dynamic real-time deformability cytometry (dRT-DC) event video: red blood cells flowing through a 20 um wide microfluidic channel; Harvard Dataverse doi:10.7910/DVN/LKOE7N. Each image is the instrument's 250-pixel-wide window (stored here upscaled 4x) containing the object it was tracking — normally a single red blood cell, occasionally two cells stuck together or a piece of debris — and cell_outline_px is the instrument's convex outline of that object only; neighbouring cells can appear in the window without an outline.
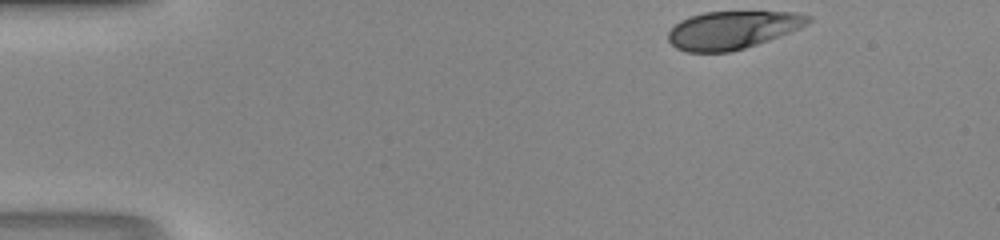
{"species": "human", "species_latin": "Homo sapiens", "temperature_condition": "room temperature", "stored_images_in_passage": 34, "camera_frame_rate_fps": 3000, "um_per_image_px": 0.085, "donor": {"sex": "male"}, "frame": {"image": 1, "passage_image": 1, "time_ms": 0.0, "image_size_px": [1000, 240], "cell_outline_px": [[812, 20], [808, 24], [800, 28], [768, 40], [732, 52], [688, 52], [676, 48], [668, 40], [668, 32], [680, 20], [688, 16], [704, 12], [796, 12], [812, 16]], "centroid_in_image_um": [62.25, 2.54], "position_along_channel_um": 22.7, "area_um2": 30.87}}
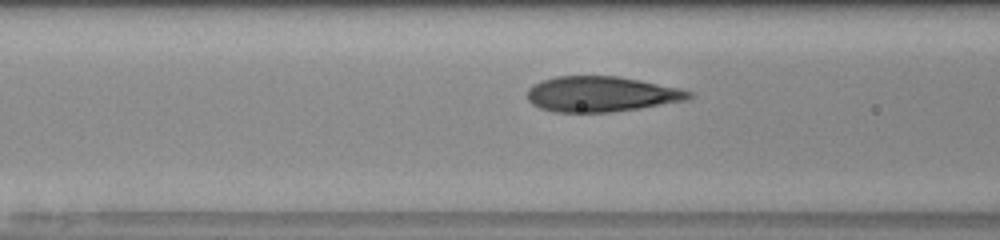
{"frame": {"image": 2, "passage_image": 14, "time_ms": 4.333, "image_size_px": [1000, 240], "cell_outline_px": [[696, 96], [688, 100], [640, 108], [608, 112], [552, 112], [540, 108], [532, 104], [528, 100], [528, 88], [532, 84], [540, 80], [556, 76], [620, 76], [680, 88], [692, 92]], "centroid_in_image_um": [51.11, 7.99], "position_along_channel_um": 115.5, "area_um2": 33.64}}
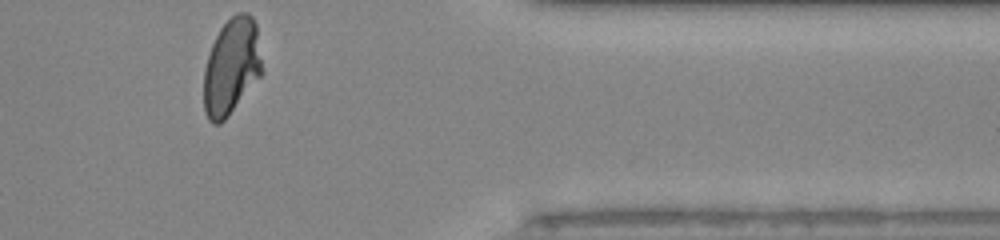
{"frame": {"image": 3, "passage_image": 34, "time_ms": 11.0, "image_size_px": [1000, 240], "cell_outline_px": [[264, 72], [228, 116], [220, 124], [212, 124], [208, 120], [204, 112], [204, 68], [212, 44], [220, 28], [236, 12], [248, 12], [252, 16], [256, 24]], "centroid_in_image_um": [19.69, 5.66], "position_along_channel_um": 391.7, "area_um2": 33.0}}